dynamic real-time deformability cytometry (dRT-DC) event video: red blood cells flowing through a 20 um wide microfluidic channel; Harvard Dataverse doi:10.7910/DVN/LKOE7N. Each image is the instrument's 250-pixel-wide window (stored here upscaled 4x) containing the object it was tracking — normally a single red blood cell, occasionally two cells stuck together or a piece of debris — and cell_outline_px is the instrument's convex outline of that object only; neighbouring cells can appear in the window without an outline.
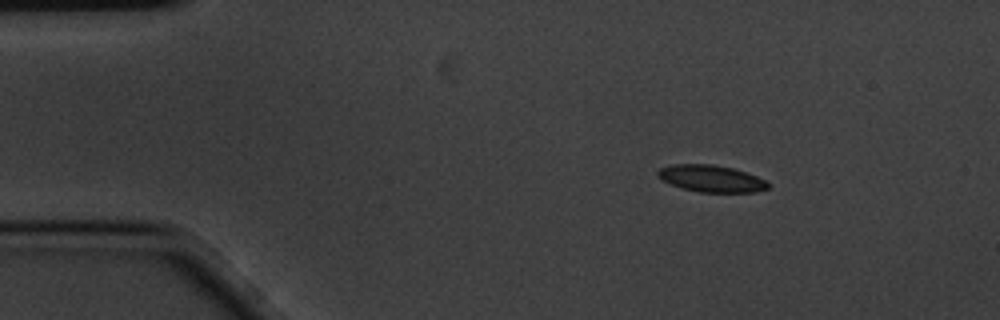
{"species": "common noctule bat (a hibernating species)", "species_latin": "Nyctalus noctula", "temperature_condition": "cold", "stored_images_in_passage": 3, "camera_frame_rate_fps": 3000, "um_per_image_px": 0.085, "animal": {"sex": "male", "body_mass_g": 20.1, "forearm_length_mm": 53.5}, "frame": {"image": 1, "passage_image": 1, "time_ms": 0.0, "image_size_px": [1000, 320], "cell_outline_px": [[768, 188], [756, 192], [700, 192], [684, 188], [672, 184], [656, 176], [656, 172], [660, 168], [672, 164], [712, 164], [732, 168], [756, 176], [764, 180], [768, 184]], "centroid_in_image_um": [60.43, 15.17], "position_along_channel_um": 24.6, "area_um2": 16.99}}